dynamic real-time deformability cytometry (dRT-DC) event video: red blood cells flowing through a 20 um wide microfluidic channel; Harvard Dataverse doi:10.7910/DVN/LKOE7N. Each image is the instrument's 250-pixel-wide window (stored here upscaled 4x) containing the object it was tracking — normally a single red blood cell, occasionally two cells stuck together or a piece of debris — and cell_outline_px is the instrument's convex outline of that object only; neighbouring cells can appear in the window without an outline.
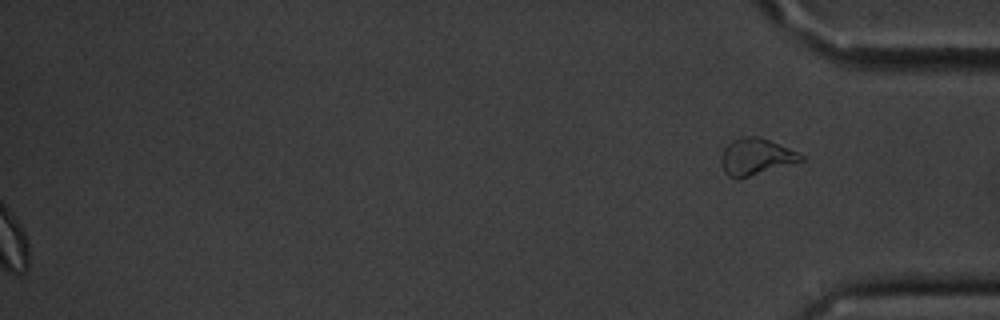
{"species": "common noctule bat (a hibernating species)", "species_latin": "Nyctalus noctula", "temperature_condition": "cold", "stored_images_in_passage": 46, "segment_of_instrument_passage": [2, 2], "camera_frame_rate_fps": 3000, "um_per_image_px": 0.085, "animal": {"sex": "male", "body_mass_g": 20.1, "forearm_length_mm": 53.5}, "frame": {"image": 1, "passage_image": 46, "time_ms": 15.0, "image_size_px": [1000, 320], "cell_outline_px": [[804, 160], [740, 180], [736, 180], [728, 176], [724, 172], [724, 148], [732, 140], [740, 136], [756, 136], [768, 140], [796, 152], [804, 156]], "centroid_in_image_um": [64.25, 13.35], "position_along_channel_um": 370.9, "area_um2": 16.7}}